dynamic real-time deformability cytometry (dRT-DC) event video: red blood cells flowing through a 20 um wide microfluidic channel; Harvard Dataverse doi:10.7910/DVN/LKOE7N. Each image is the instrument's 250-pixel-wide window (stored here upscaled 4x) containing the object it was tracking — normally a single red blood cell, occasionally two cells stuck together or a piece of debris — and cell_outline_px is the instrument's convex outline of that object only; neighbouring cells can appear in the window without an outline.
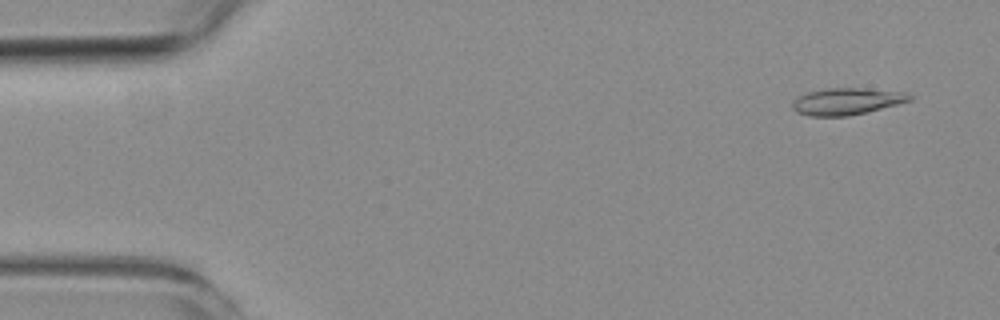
{"species": "common noctule bat (a hibernating species)", "species_latin": "Nyctalus noctula", "temperature_condition": "room temperature", "stored_images_in_passage": 4, "camera_frame_rate_fps": 3000, "um_per_image_px": 0.085, "animal": {"sex": "female", "body_mass_g": 19.3, "forearm_length_mm": 54.1}, "frame": {"image": 1, "passage_image": 1, "time_ms": 0.0, "image_size_px": [1000, 320], "cell_outline_px": [[912, 100], [848, 116], [808, 116], [796, 112], [792, 108], [792, 100], [796, 96], [804, 92], [824, 88], [864, 88], [908, 92], [912, 96]], "centroid_in_image_um": [71.9, 8.6], "position_along_channel_um": 13.1, "area_um2": 18.5}}
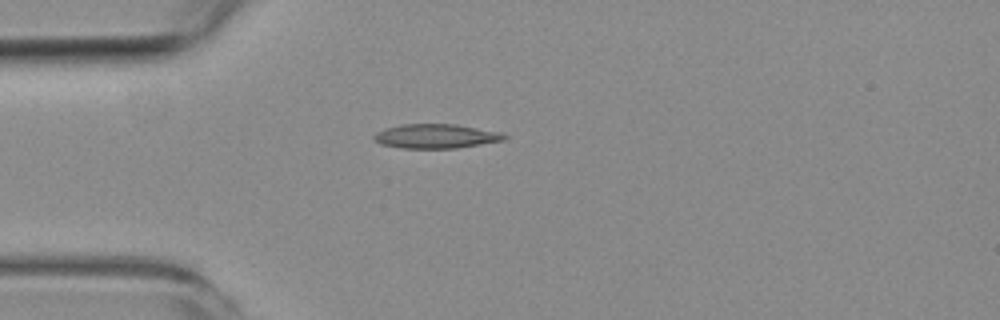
{"frame": {"image": 2, "passage_image": 4, "time_ms": 3.667, "image_size_px": [1000, 320], "cell_outline_px": [[508, 136], [504, 140], [456, 148], [400, 148], [380, 144], [372, 140], [372, 136], [376, 132], [384, 128], [400, 124], [456, 124], [500, 132]], "centroid_in_image_um": [36.98, 11.57], "position_along_channel_um": 48.0, "area_um2": 18.55}}